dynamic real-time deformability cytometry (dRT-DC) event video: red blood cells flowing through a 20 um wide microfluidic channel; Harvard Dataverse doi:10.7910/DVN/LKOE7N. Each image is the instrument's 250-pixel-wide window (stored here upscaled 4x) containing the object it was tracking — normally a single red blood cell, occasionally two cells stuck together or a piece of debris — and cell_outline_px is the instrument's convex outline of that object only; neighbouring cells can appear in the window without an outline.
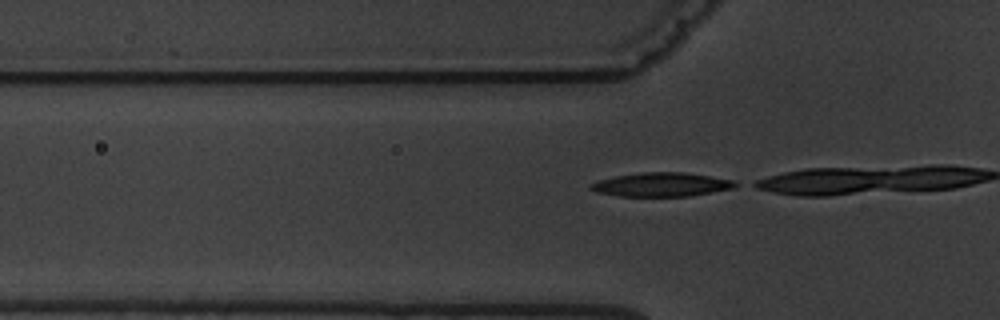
{"species": "common noctule bat (a hibernating species)", "species_latin": "Nyctalus noctula", "temperature_condition": "warm", "stored_images_in_passage": 6, "camera_frame_rate_fps": 3000, "um_per_image_px": 0.085, "animal": {"sex": "male", "body_mass_g": 19.5, "forearm_length_mm": 54.6}, "frame": {"image": 1, "passage_image": 6, "time_ms": 5.667, "image_size_px": [1000, 320], "cell_outline_px": [[740, 184], [732, 188], [688, 196], [620, 196], [596, 192], [588, 188], [588, 184], [596, 180], [616, 176], [640, 172], [684, 172], [736, 180]], "centroid_in_image_um": [56.19, 15.68], "position_along_channel_um": 69.6, "area_um2": 20.23}}